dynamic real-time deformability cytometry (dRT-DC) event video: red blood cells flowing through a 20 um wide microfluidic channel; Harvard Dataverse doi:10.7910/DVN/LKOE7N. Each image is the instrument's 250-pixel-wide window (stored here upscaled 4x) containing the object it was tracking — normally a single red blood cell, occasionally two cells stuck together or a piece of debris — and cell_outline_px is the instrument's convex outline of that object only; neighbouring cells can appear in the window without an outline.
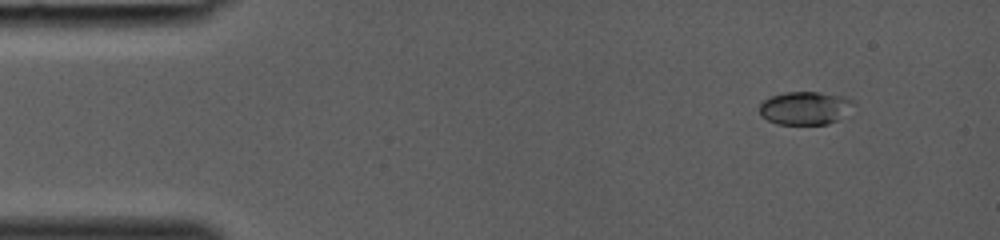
{"species": "common noctule bat (a hibernating species)", "species_latin": "Nyctalus noctula", "temperature_condition": "room temperature", "stored_images_in_passage": 11, "camera_frame_rate_fps": 3000, "um_per_image_px": 0.085, "animal": {"sex": "female", "body_mass_g": 19.0, "forearm_length_mm": 53.3}, "frame": {"image": 1, "passage_image": 1, "time_ms": 0.0, "image_size_px": [1000, 240], "cell_outline_px": [[856, 104], [836, 120], [828, 124], [776, 124], [760, 116], [760, 104], [764, 100], [772, 96], [784, 92], [816, 92], [844, 96], [852, 100]], "centroid_in_image_um": [68.41, 9.18], "position_along_channel_um": 16.6, "area_um2": 18.03}}
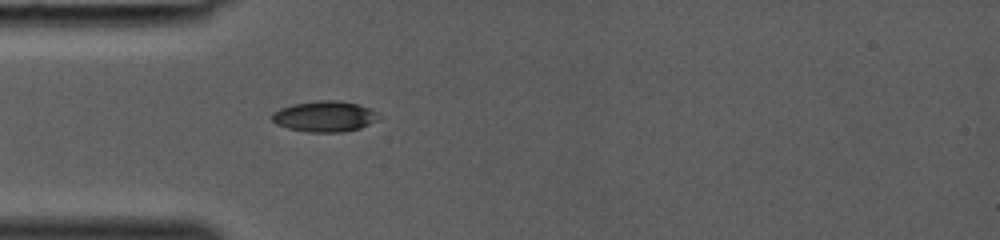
{"frame": {"image": 2, "passage_image": 7, "time_ms": 2.0, "image_size_px": [1000, 240], "cell_outline_px": [[384, 116], [360, 128], [344, 132], [308, 132], [288, 128], [276, 124], [272, 120], [272, 112], [280, 108], [292, 104], [320, 100], [340, 100], [356, 104], [380, 112]], "centroid_in_image_um": [27.62, 9.89], "position_along_channel_um": 57.4, "area_um2": 19.31}}
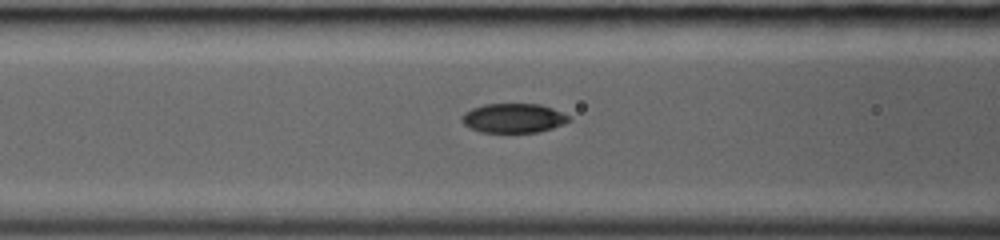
{"frame": {"image": 3, "passage_image": 10, "time_ms": 3.0, "image_size_px": [1000, 240], "cell_outline_px": [[572, 120], [564, 124], [540, 132], [480, 132], [464, 124], [460, 120], [460, 116], [464, 112], [472, 108], [484, 104], [540, 104], [552, 108], [568, 116]], "centroid_in_image_um": [43.62, 10.04], "position_along_channel_um": 123.0, "area_um2": 18.32}}